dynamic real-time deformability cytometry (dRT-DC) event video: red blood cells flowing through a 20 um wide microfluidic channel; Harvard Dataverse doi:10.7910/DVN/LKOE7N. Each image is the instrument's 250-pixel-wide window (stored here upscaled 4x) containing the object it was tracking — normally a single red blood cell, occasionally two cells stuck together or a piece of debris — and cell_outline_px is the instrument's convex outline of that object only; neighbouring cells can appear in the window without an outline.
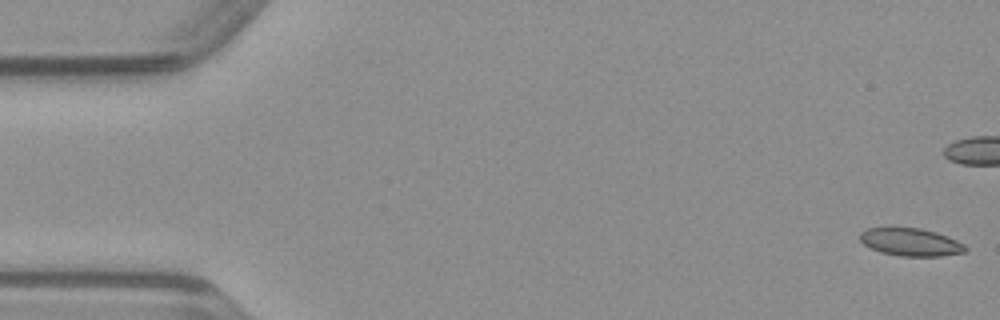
{"species": "common noctule bat (a hibernating species)", "species_latin": "Nyctalus noctula", "temperature_condition": "warm", "stored_images_in_passage": 51, "camera_frame_rate_fps": 3000, "um_per_image_px": 0.085, "animal": {"sex": "male", "body_mass_g": 23.1, "forearm_length_mm": 52.7}, "frame": {"image": 1, "passage_image": 1, "time_ms": 0.0, "image_size_px": [1000, 320], "cell_outline_px": [[968, 252], [940, 256], [900, 256], [880, 252], [864, 244], [860, 240], [860, 232], [868, 228], [920, 228], [936, 232], [948, 236], [964, 244], [968, 248]], "centroid_in_image_um": [77.45, 20.58], "position_along_channel_um": 7.6, "area_um2": 17.05}}
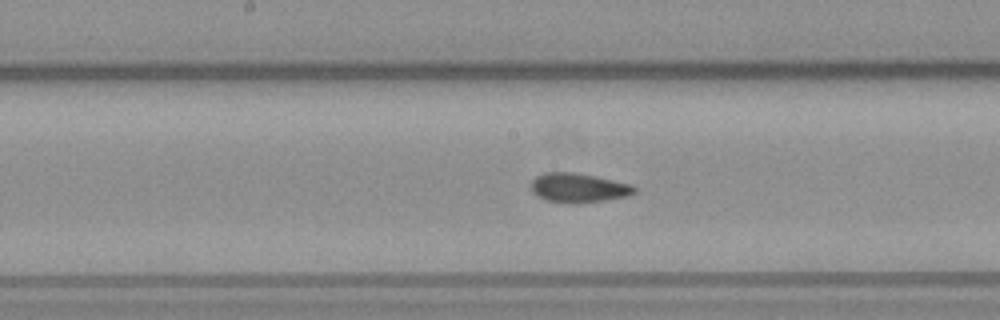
{"frame": {"image": 2, "passage_image": 25, "time_ms": 8.0, "image_size_px": [1000, 320], "cell_outline_px": [[636, 192], [628, 196], [604, 200], [576, 204], [568, 204], [544, 200], [532, 192], [532, 180], [536, 176], [544, 172], [572, 172], [632, 184], [636, 188]], "centroid_in_image_um": [49.15, 15.98], "position_along_channel_um": 199.1, "area_um2": 17.69}}
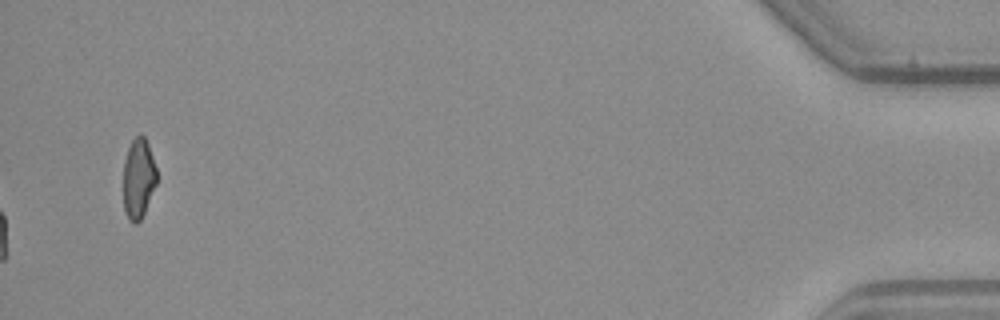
{"frame": {"image": 3, "passage_image": 51, "time_ms": 16.667, "image_size_px": [1000, 320], "cell_outline_px": [[156, 184], [144, 212], [140, 220], [136, 224], [132, 224], [128, 220], [124, 212], [124, 160], [128, 148], [132, 140], [140, 132], [144, 136], [148, 144], [156, 168]], "centroid_in_image_um": [11.75, 15.17], "position_along_channel_um": 423.4, "area_um2": 15.55}}